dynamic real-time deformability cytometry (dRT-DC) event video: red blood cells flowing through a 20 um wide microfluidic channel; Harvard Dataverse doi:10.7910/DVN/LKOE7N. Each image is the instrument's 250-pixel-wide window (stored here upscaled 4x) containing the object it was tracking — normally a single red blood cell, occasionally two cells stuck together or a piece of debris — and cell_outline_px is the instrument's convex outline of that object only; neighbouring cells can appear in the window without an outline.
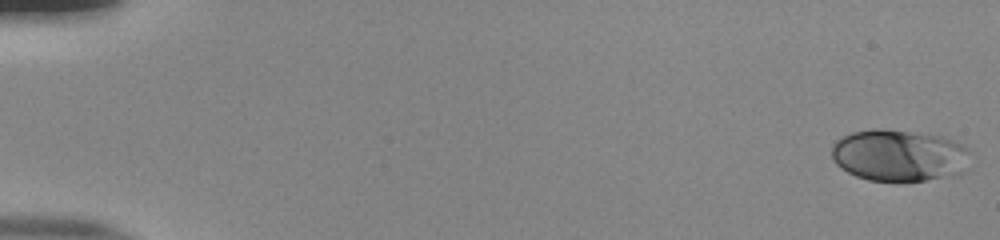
{"species": "human", "species_latin": "Homo sapiens", "temperature_condition": "room temperature", "stored_images_in_passage": 54, "camera_frame_rate_fps": 3000, "um_per_image_px": 0.085, "donor": {"sex": "male"}, "frame": {"image": 1, "passage_image": 1, "time_ms": 0.0, "image_size_px": [1000, 240], "cell_outline_px": [[968, 148], [960, 172], [924, 180], [868, 180], [856, 176], [840, 168], [832, 160], [832, 144], [836, 140], [852, 132], [872, 128], [884, 128], [940, 136], [964, 144]], "centroid_in_image_um": [76.3, 13.17], "position_along_channel_um": 8.7, "area_um2": 41.04}}
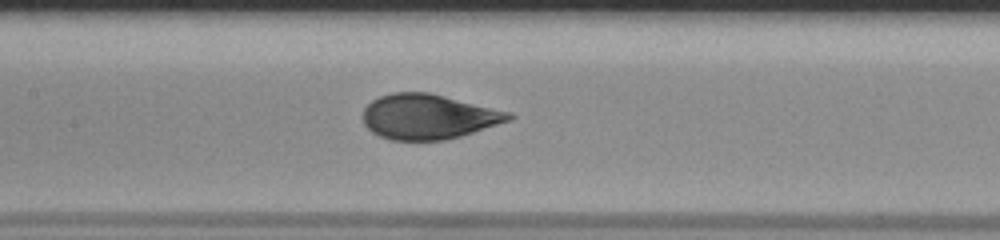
{"frame": {"image": 2, "passage_image": 27, "time_ms": 8.667, "image_size_px": [1000, 240], "cell_outline_px": [[516, 116], [512, 120], [460, 136], [444, 140], [388, 140], [372, 132], [364, 124], [364, 108], [372, 100], [380, 96], [392, 92], [428, 92], [512, 112]], "centroid_in_image_um": [36.43, 9.91], "position_along_channel_um": 171.0, "area_um2": 38.26}}
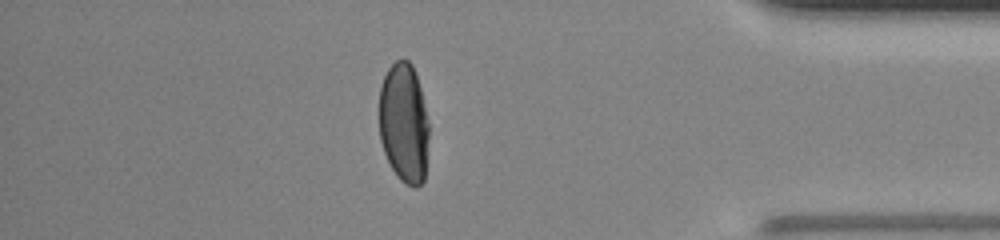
{"frame": {"image": 3, "passage_image": 47, "time_ms": 15.333, "image_size_px": [1000, 240], "cell_outline_px": [[428, 136], [424, 180], [416, 188], [400, 180], [396, 176], [384, 152], [380, 140], [380, 88], [384, 76], [388, 68], [396, 60], [408, 60], [412, 64], [420, 88], [428, 120]], "centroid_in_image_um": [34.33, 10.46], "position_along_channel_um": 400.9, "area_um2": 34.51}}